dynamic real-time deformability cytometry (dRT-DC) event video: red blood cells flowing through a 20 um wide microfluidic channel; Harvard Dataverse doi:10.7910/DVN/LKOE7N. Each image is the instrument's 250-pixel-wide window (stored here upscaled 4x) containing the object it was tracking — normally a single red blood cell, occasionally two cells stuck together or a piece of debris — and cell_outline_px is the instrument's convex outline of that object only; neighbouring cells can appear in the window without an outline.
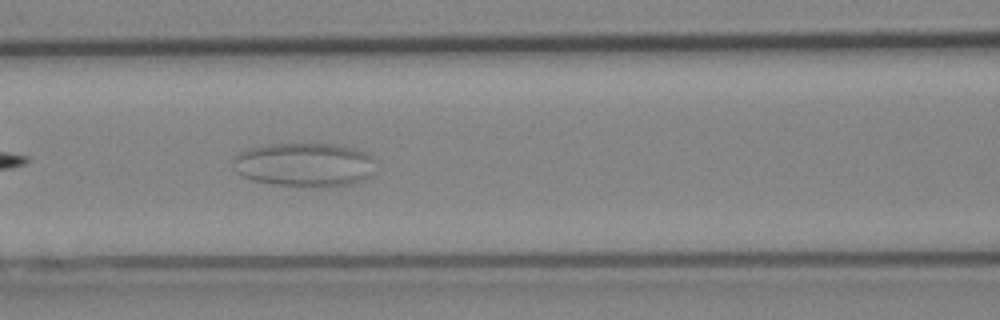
{"species": "Egyptian fruit bat (a non-hibernating species)", "species_latin": "Rousettus aegyptiacus", "temperature_condition": "cold", "stored_images_in_passage": 5, "camera_frame_rate_fps": 3000, "um_per_image_px": 0.085, "animal": {"sex": "female"}, "frame": {"image": 1, "passage_image": 5, "time_ms": 5.667, "image_size_px": [1000, 320], "cell_outline_px": [[376, 172], [372, 176], [364, 180], [352, 184], [328, 188], [308, 188], [272, 184], [252, 180], [236, 172], [232, 168], [232, 156], [240, 152], [252, 148], [268, 144], [336, 144], [352, 148], [364, 152], [372, 156], [376, 160]], "centroid_in_image_um": [25.93, 14.03], "position_along_channel_um": 140.7, "area_um2": 37.57}}